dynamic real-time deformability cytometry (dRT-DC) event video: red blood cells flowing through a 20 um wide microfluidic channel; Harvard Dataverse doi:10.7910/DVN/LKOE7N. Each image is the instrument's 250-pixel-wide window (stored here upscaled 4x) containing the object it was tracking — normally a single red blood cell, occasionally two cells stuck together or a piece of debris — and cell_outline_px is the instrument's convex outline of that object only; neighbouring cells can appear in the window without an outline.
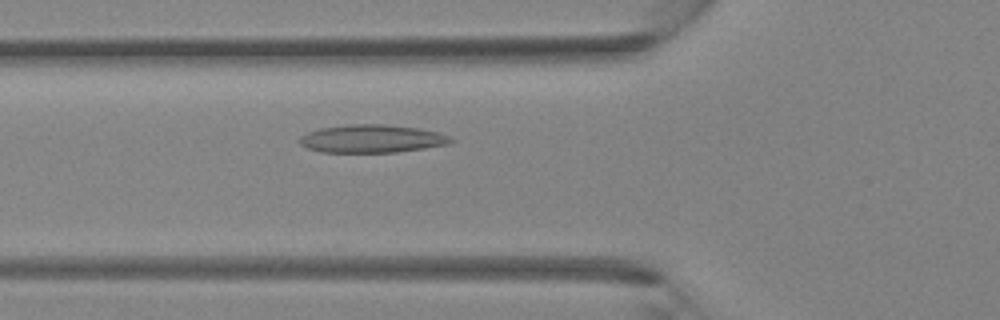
{"species": "Egyptian fruit bat (a non-hibernating species)", "species_latin": "Rousettus aegyptiacus", "temperature_condition": "room temperature", "stored_images_in_passage": 41, "camera_frame_rate_fps": 3000, "um_per_image_px": 0.085, "animal": {"sex": "female"}, "frame": {"image": 1, "passage_image": 15, "time_ms": 4.667, "image_size_px": [1000, 320], "cell_outline_px": [[456, 140], [448, 144], [424, 148], [396, 152], [320, 152], [308, 148], [300, 144], [300, 136], [308, 132], [320, 128], [348, 124], [384, 124], [416, 128], [436, 132], [448, 136]], "centroid_in_image_um": [31.59, 11.79], "position_along_channel_um": 94.2, "area_um2": 24.51}}
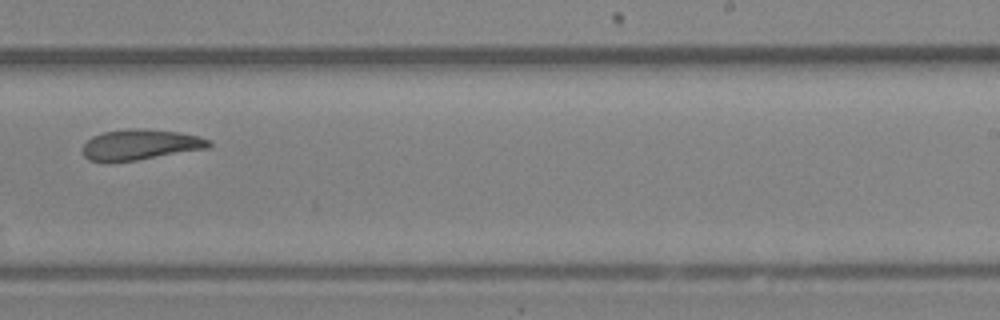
{"frame": {"image": 2, "passage_image": 26, "time_ms": 8.333, "image_size_px": [1000, 320], "cell_outline_px": [[212, 144], [208, 148], [136, 160], [108, 164], [104, 164], [88, 160], [84, 156], [84, 144], [92, 136], [104, 132], [128, 128], [144, 128], [176, 132], [196, 136], [208, 140]], "centroid_in_image_um": [11.84, 12.32], "position_along_channel_um": 277.2, "area_um2": 22.6}}
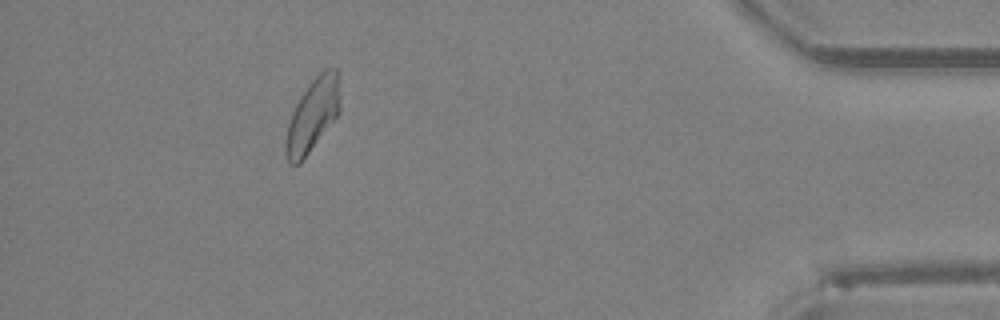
{"frame": {"image": 3, "passage_image": 37, "time_ms": 12.0, "image_size_px": [1000, 320], "cell_outline_px": [[340, 112], [300, 164], [288, 164], [284, 152], [284, 140], [288, 124], [292, 112], [300, 96], [308, 84], [324, 68], [336, 68], [340, 72]], "centroid_in_image_um": [26.58, 9.77], "position_along_channel_um": 408.6, "area_um2": 23.52}}